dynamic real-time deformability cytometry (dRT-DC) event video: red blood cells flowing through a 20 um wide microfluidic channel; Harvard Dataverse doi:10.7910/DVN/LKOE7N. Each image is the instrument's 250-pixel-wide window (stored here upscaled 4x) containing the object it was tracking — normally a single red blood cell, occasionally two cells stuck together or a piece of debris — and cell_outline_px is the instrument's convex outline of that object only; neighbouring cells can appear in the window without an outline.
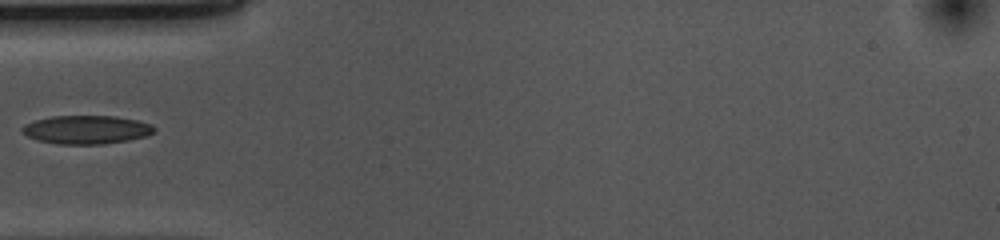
{"species": "common noctule bat (a hibernating species)", "species_latin": "Nyctalus noctula", "temperature_condition": "cold", "stored_images_in_passage": 7, "camera_frame_rate_fps": 3000, "um_per_image_px": 0.085, "animal": {"sex": "female", "body_mass_g": 10.0, "forearm_length_mm": 53.1}, "frame": {"image": 1, "passage_image": 1, "time_ms": 0.0, "image_size_px": [1000, 240], "cell_outline_px": [[156, 128], [148, 136], [128, 140], [104, 144], [56, 144], [40, 140], [28, 136], [20, 128], [24, 124], [36, 120], [52, 116], [116, 116], [136, 120], [152, 124]], "centroid_in_image_um": [7.37, 11.02], "position_along_channel_um": 77.6, "area_um2": 21.85}}
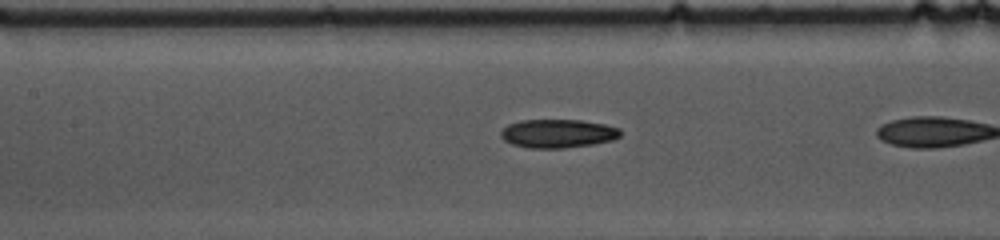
{"frame": {"image": 2, "passage_image": 5, "time_ms": 1.333, "image_size_px": [1000, 240], "cell_outline_px": [[620, 136], [612, 140], [592, 144], [564, 148], [528, 148], [512, 144], [504, 140], [500, 136], [500, 132], [508, 124], [520, 120], [580, 120], [604, 124], [620, 128]], "centroid_in_image_um": [47.39, 11.35], "position_along_channel_um": 160.0, "area_um2": 19.88}}